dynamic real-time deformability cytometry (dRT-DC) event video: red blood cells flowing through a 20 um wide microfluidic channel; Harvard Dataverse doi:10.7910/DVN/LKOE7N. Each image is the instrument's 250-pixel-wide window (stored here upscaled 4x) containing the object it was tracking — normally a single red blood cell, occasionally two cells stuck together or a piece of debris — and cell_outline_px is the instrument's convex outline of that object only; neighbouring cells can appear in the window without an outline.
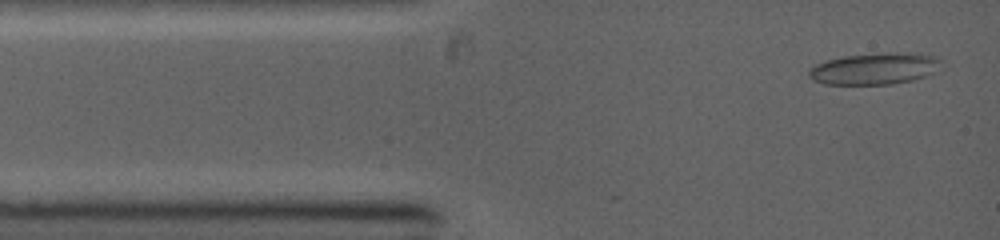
{"species": "common noctule bat (a hibernating species)", "species_latin": "Nyctalus noctula", "temperature_condition": "warm", "stored_images_in_passage": 6, "camera_frame_rate_fps": 5000, "um_per_image_px": 0.085, "animal": {"sex": "female", "body_mass_g": 19.0, "forearm_length_mm": 53.3}, "frame": {"image": 1, "passage_image": 1, "time_ms": 0.0, "image_size_px": [1000, 240], "cell_outline_px": [[944, 60], [928, 76], [912, 80], [892, 84], [824, 84], [812, 80], [808, 76], [808, 72], [816, 64], [828, 60], [844, 56], [888, 52], [896, 52], [932, 56]], "centroid_in_image_um": [74.32, 5.84], "position_along_channel_um": 10.7, "area_um2": 24.1}}
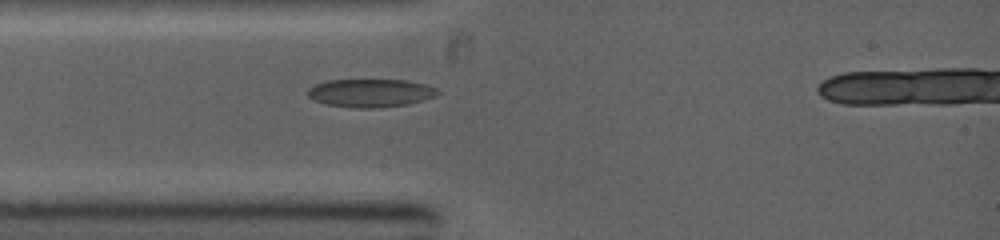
{"frame": {"image": 2, "passage_image": 6, "time_ms": 2.0, "image_size_px": [1000, 240], "cell_outline_px": [[440, 92], [436, 96], [408, 104], [372, 108], [356, 108], [328, 104], [316, 100], [308, 96], [308, 88], [316, 84], [328, 80], [408, 80], [424, 84], [436, 88]], "centroid_in_image_um": [31.52, 7.89], "position_along_channel_um": 53.5, "area_um2": 21.1}}